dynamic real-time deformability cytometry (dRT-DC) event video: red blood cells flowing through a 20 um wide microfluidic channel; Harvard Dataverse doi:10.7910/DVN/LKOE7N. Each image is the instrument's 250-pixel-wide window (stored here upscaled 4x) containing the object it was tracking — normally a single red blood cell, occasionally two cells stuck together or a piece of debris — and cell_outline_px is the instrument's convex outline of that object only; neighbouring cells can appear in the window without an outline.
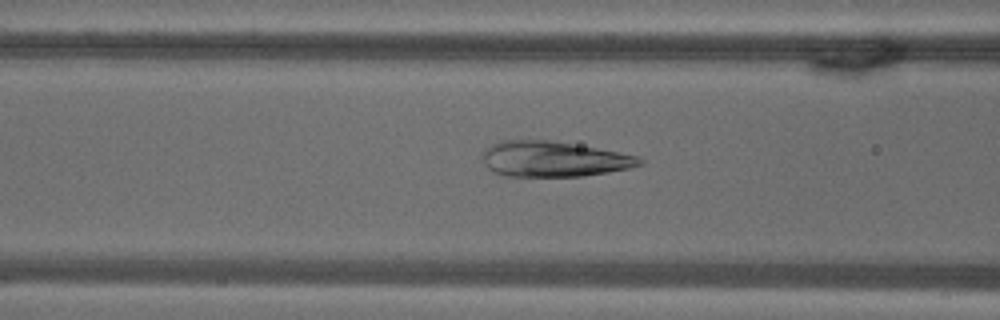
{"species": "common noctule bat (a hibernating species)", "species_latin": "Nyctalus noctula", "temperature_condition": "warm", "stored_images_in_passage": 54, "camera_frame_rate_fps": 3000, "um_per_image_px": 0.085, "animal": {"sex": "male", "body_mass_g": 18.8}, "frame": {"image": 1, "passage_image": 21, "time_ms": 6.667, "image_size_px": [1000, 320], "cell_outline_px": [[644, 164], [628, 168], [608, 172], [584, 176], [504, 176], [492, 172], [484, 164], [480, 152], [484, 148], [500, 140], [548, 140], [596, 148], [640, 156], [644, 160]], "centroid_in_image_um": [47.0, 13.52], "position_along_channel_um": 119.6, "area_um2": 32.66}}
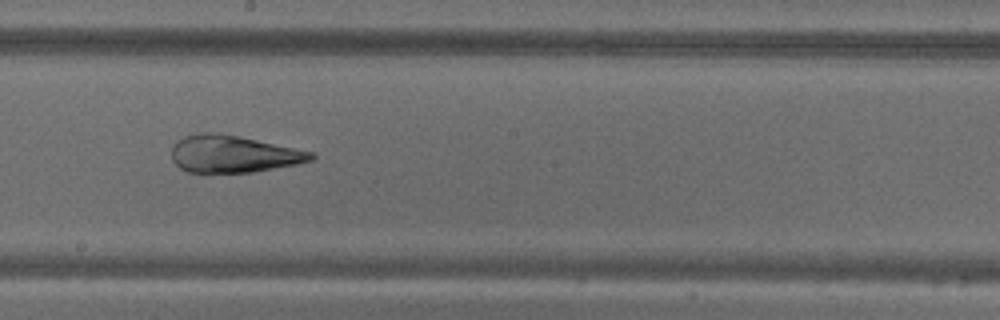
{"frame": {"image": 2, "passage_image": 30, "time_ms": 9.667, "image_size_px": [1000, 320], "cell_outline_px": [[316, 156], [312, 160], [296, 164], [252, 172], [188, 172], [180, 168], [172, 160], [172, 148], [176, 140], [184, 136], [196, 132], [216, 132], [240, 136], [312, 152]], "centroid_in_image_um": [19.78, 13.07], "position_along_channel_um": 228.4, "area_um2": 30.11}}
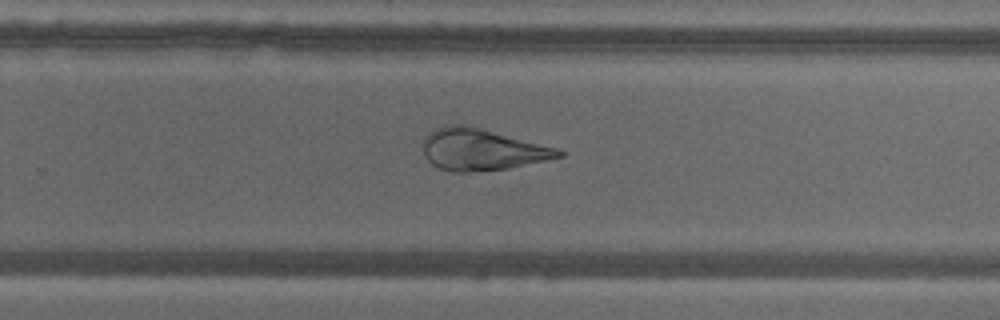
{"frame": {"image": 3, "passage_image": 35, "time_ms": 11.333, "image_size_px": [1000, 320], "cell_outline_px": [[564, 156], [548, 160], [508, 168], [468, 172], [452, 172], [440, 168], [432, 164], [428, 160], [424, 152], [424, 136], [428, 132], [444, 124], [464, 124], [560, 148], [564, 152]], "centroid_in_image_um": [40.97, 12.7], "position_along_channel_um": 288.8, "area_um2": 32.95}}